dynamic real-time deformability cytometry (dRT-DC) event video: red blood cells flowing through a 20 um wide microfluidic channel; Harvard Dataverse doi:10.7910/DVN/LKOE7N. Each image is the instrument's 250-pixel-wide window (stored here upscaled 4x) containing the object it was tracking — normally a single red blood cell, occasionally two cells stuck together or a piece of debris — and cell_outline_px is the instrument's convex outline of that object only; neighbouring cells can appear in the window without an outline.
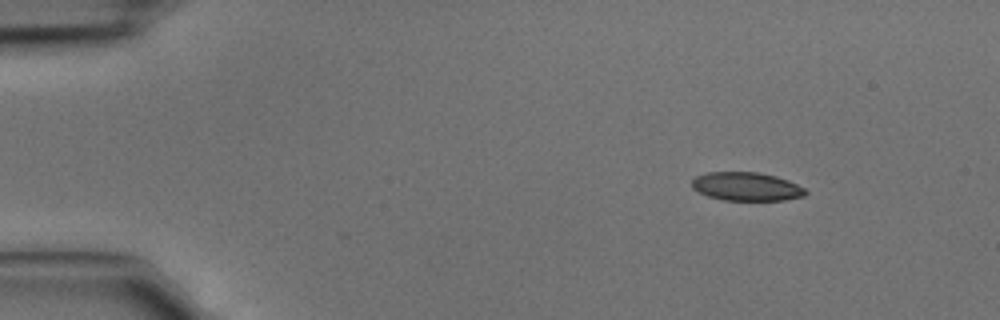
{"species": "common noctule bat (a hibernating species)", "species_latin": "Nyctalus noctula", "temperature_condition": "cold", "stored_images_in_passage": 40, "camera_frame_rate_fps": 3000, "um_per_image_px": 0.085, "animal": {"sex": "male", "body_mass_g": 15.6}, "frame": {"image": 1, "passage_image": 1, "time_ms": 0.0, "image_size_px": [1000, 320], "cell_outline_px": [[808, 192], [804, 196], [784, 200], [724, 200], [708, 196], [692, 188], [692, 180], [696, 176], [708, 172], [760, 172], [776, 176], [788, 180], [804, 188]], "centroid_in_image_um": [63.46, 15.85], "position_along_channel_um": 21.5, "area_um2": 18.84}}
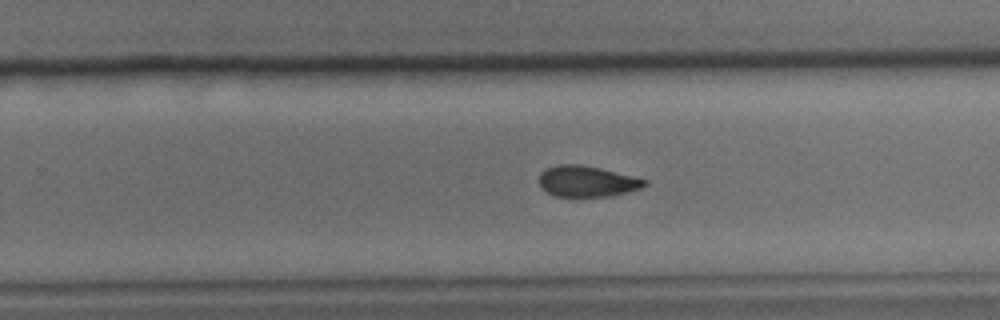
{"frame": {"image": 2, "passage_image": 24, "time_ms": 7.667, "image_size_px": [1000, 320], "cell_outline_px": [[648, 184], [640, 188], [628, 192], [612, 196], [576, 200], [556, 196], [540, 188], [540, 172], [544, 168], [560, 164], [580, 164], [600, 168], [648, 180]], "centroid_in_image_um": [49.87, 15.46], "position_along_channel_um": 279.9, "area_um2": 19.83}}
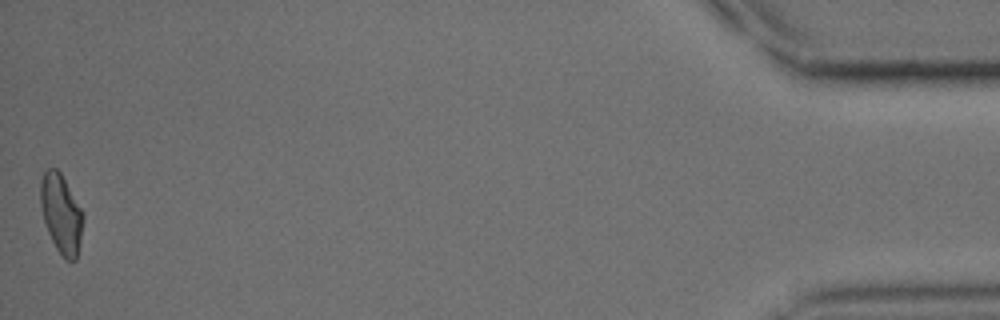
{"frame": {"image": 3, "passage_image": 40, "time_ms": 13.0, "image_size_px": [1000, 320], "cell_outline_px": [[84, 216], [76, 260], [68, 260], [56, 248], [48, 232], [44, 220], [40, 204], [40, 180], [44, 172], [48, 168], [56, 168], [60, 172], [80, 208]], "centroid_in_image_um": [5.17, 18.13], "position_along_channel_um": 430.0, "area_um2": 19.13}}